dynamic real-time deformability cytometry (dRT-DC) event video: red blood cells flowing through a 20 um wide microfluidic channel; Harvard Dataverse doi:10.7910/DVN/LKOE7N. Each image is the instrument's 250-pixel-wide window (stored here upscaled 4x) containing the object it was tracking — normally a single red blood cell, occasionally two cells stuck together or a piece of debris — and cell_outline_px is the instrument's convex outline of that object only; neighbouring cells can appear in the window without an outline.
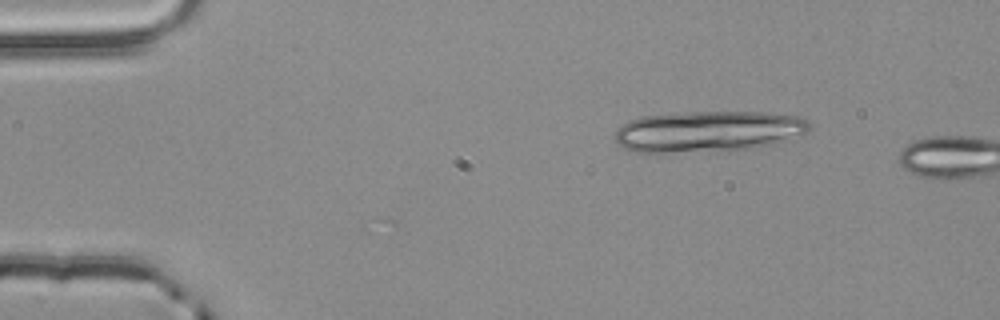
{"species": "common noctule bat (a hibernating species)", "species_latin": "Nyctalus noctula", "temperature_condition": "room temperature", "stored_images_in_passage": 6, "camera_frame_rate_fps": 3000, "um_per_image_px": 0.085, "animal": {"sex": "male", "body_mass_g": 20.4}, "frame": {"image": 1, "passage_image": 6, "time_ms": 1.667, "image_size_px": [1000, 320], "cell_outline_px": [[808, 132], [788, 140], [748, 148], [668, 152], [632, 152], [624, 148], [616, 140], [616, 128], [628, 120], [640, 116], [692, 112], [760, 112], [796, 116], [808, 120]], "centroid_in_image_um": [60.14, 11.15], "position_along_channel_um": 24.9, "area_um2": 45.78}}